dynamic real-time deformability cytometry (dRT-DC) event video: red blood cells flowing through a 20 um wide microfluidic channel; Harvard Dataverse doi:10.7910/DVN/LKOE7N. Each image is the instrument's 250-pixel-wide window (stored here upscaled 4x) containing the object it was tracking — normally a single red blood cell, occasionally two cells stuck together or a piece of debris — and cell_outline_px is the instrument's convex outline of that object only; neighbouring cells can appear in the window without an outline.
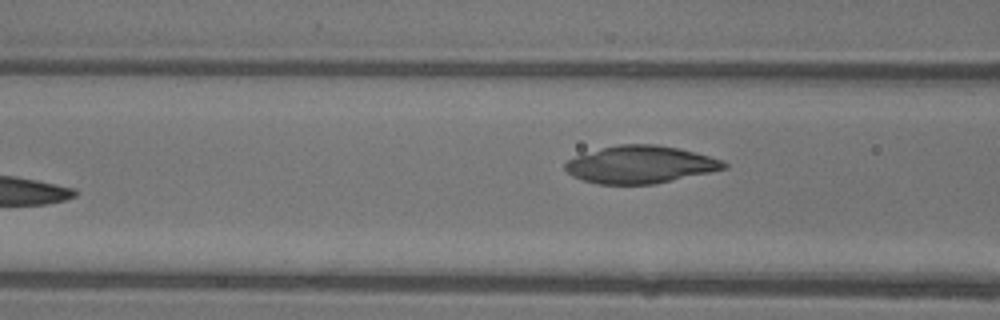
{"species": "common noctule bat (a hibernating species)", "species_latin": "Nyctalus noctula", "temperature_condition": "warm", "stored_images_in_passage": 5, "camera_frame_rate_fps": 3000, "um_per_image_px": 0.085, "animal": {"sex": "female"}, "frame": {"image": 1, "passage_image": 5, "time_ms": 1.333, "image_size_px": [1000, 320], "cell_outline_px": [[728, 168], [652, 184], [600, 184], [584, 180], [572, 176], [564, 168], [564, 164], [568, 160], [576, 156], [604, 148], [620, 144], [656, 144], [696, 152], [724, 160], [728, 164]], "centroid_in_image_um": [54.45, 13.98], "position_along_channel_um": 112.1, "area_um2": 34.28}}